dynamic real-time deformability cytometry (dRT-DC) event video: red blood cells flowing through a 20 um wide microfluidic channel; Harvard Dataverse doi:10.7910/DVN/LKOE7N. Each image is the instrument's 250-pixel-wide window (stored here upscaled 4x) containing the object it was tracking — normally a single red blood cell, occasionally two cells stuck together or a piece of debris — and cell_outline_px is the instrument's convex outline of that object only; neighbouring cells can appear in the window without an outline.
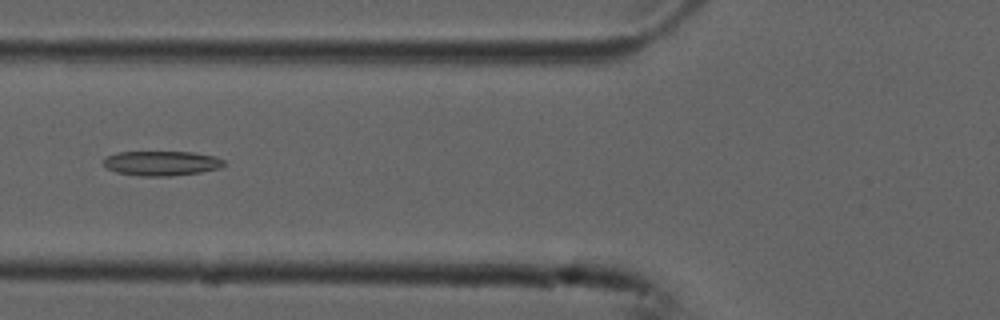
{"species": "common noctule bat (a hibernating species)", "species_latin": "Nyctalus noctula", "temperature_condition": "cold", "stored_images_in_passage": 5, "camera_frame_rate_fps": 3000, "um_per_image_px": 0.085, "animal": {"sex": "male", "forearm_length_mm": 52.5}, "frame": {"image": 1, "passage_image": 5, "time_ms": 1.333, "image_size_px": [1000, 320], "cell_outline_px": [[228, 164], [220, 168], [200, 172], [172, 176], [140, 176], [116, 172], [108, 168], [104, 164], [104, 160], [108, 156], [120, 152], [192, 152], [212, 156], [224, 160]], "centroid_in_image_um": [13.77, 13.88], "position_along_channel_um": 112.0, "area_um2": 17.22}}